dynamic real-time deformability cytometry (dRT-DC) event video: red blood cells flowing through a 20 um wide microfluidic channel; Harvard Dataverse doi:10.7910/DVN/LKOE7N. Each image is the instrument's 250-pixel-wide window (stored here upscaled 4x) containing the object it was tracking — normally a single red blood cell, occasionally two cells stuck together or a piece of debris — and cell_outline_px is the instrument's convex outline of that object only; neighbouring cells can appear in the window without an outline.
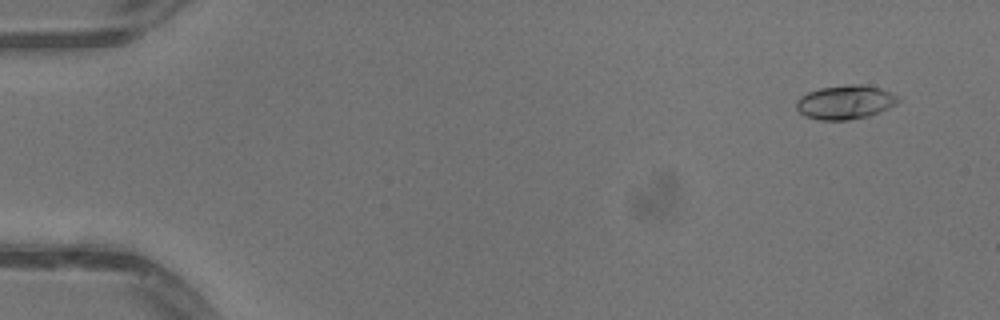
{"species": "common noctule bat (a hibernating species)", "species_latin": "Nyctalus noctula", "temperature_condition": "warm", "stored_images_in_passage": 51, "camera_frame_rate_fps": 3000, "um_per_image_px": 0.085, "animal": {"sex": "male", "body_mass_g": 13.3}, "frame": {"image": 1, "passage_image": 4, "time_ms": 1.0, "image_size_px": [1000, 320], "cell_outline_px": [[900, 100], [896, 104], [880, 112], [868, 116], [848, 120], [820, 120], [804, 116], [796, 108], [796, 100], [800, 96], [808, 92], [820, 88], [852, 84], [860, 84], [880, 88], [892, 92], [900, 96]], "centroid_in_image_um": [71.86, 8.69], "position_along_channel_um": 13.1, "area_um2": 20.29}}
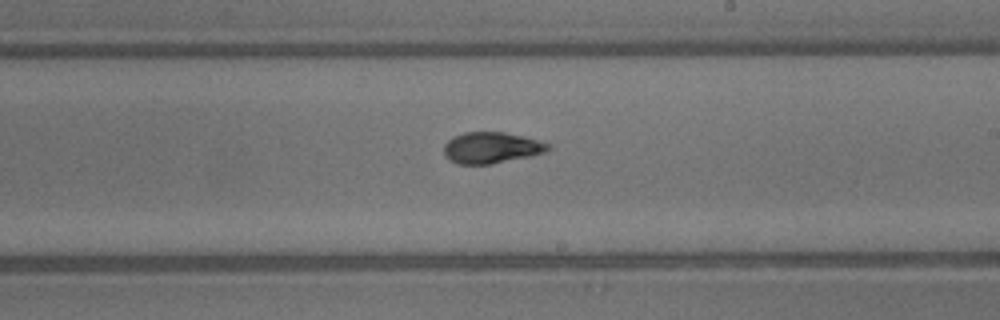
{"frame": {"image": 2, "passage_image": 31, "time_ms": 10.0, "image_size_px": [1000, 320], "cell_outline_px": [[552, 148], [544, 152], [532, 156], [492, 164], [456, 164], [448, 160], [444, 156], [444, 144], [448, 140], [464, 132], [504, 132], [524, 136], [552, 144]], "centroid_in_image_um": [41.78, 12.56], "position_along_channel_um": 247.2, "area_um2": 19.19}}
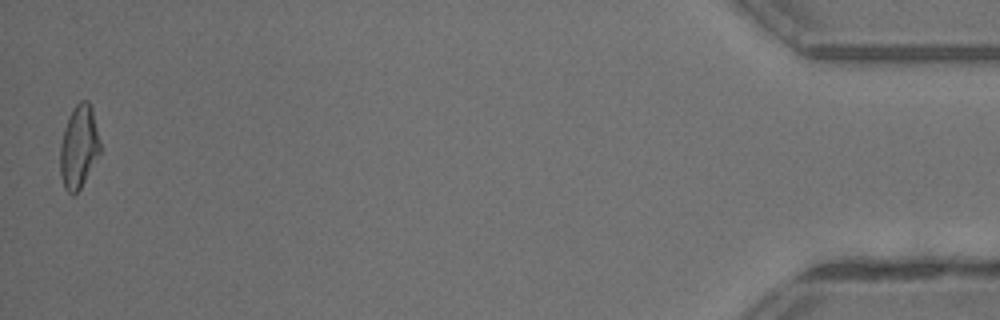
{"frame": {"image": 3, "passage_image": 51, "time_ms": 16.667, "image_size_px": [1000, 320], "cell_outline_px": [[100, 152], [80, 188], [72, 196], [64, 188], [60, 176], [60, 144], [64, 128], [68, 116], [72, 108], [80, 100], [88, 100], [92, 108], [100, 140]], "centroid_in_image_um": [6.68, 12.45], "position_along_channel_um": 428.5, "area_um2": 19.36}, "authors_computed_cell_mechanics": {"area_um2": 19.1318, "velocity_mm_per_s": 4.1032, "shape_relaxation_time_tau1_ms": 5.2837, "shape_relaxation_time_tau2_ms": 1.4565, "deformation_change_tau1": 0.1753, "deformation_change_tau2": 0.0745}}